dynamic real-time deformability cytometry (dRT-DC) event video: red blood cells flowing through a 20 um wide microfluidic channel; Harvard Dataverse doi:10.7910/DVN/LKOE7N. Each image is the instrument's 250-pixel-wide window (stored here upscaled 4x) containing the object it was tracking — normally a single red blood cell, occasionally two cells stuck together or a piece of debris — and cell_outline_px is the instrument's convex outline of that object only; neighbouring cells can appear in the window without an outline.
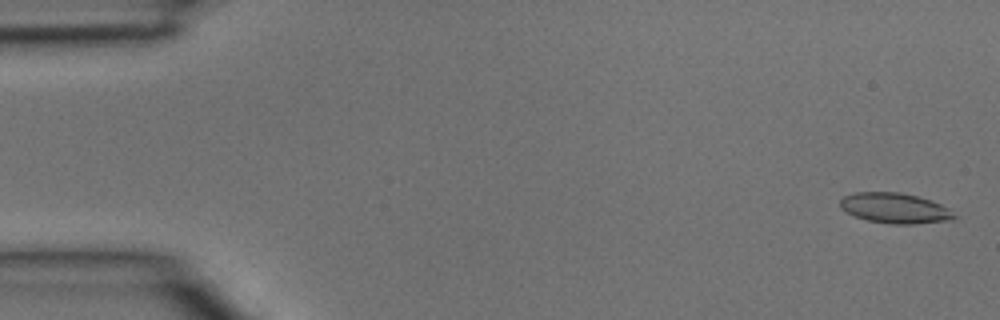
{"species": "common noctule bat (a hibernating species)", "species_latin": "Nyctalus noctula", "temperature_condition": "room temperature", "stored_images_in_passage": 39, "camera_frame_rate_fps": 3000, "um_per_image_px": 0.085, "animal": {"sex": "male", "body_mass_g": 15.6}, "frame": {"image": 1, "passage_image": 1, "time_ms": 0.0, "image_size_px": [1000, 320], "cell_outline_px": [[956, 216], [952, 220], [912, 224], [896, 224], [868, 220], [856, 216], [840, 208], [840, 200], [844, 196], [856, 192], [900, 192], [916, 196], [940, 204], [948, 208]], "centroid_in_image_um": [76.05, 17.69], "position_along_channel_um": 8.9, "area_um2": 19.83}}
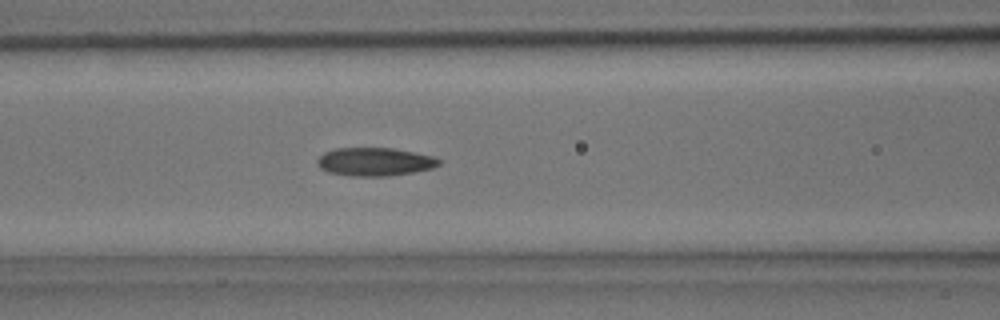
{"frame": {"image": 2, "passage_image": 16, "time_ms": 5.0, "image_size_px": [1000, 320], "cell_outline_px": [[444, 160], [440, 164], [432, 168], [412, 172], [388, 176], [352, 176], [328, 172], [320, 168], [316, 164], [316, 160], [324, 152], [332, 148], [392, 148], [416, 152], [432, 156]], "centroid_in_image_um": [31.85, 13.74], "position_along_channel_um": 134.8, "area_um2": 20.23}}
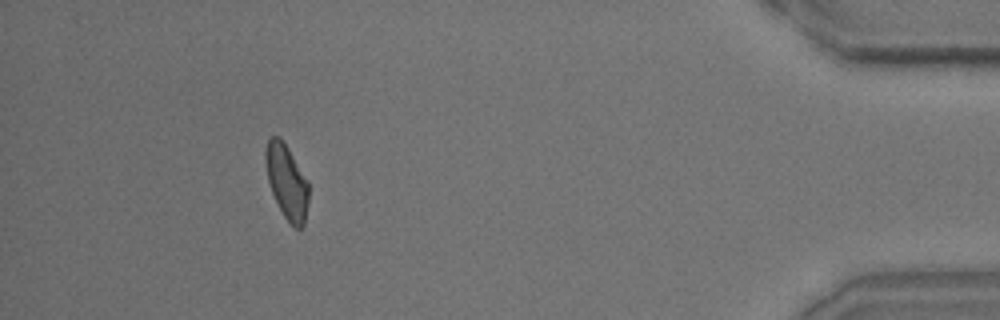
{"frame": {"image": 3, "passage_image": 36, "time_ms": 11.667, "image_size_px": [1000, 320], "cell_outline_px": [[308, 200], [304, 224], [300, 228], [296, 228], [284, 216], [272, 192], [268, 180], [264, 160], [264, 152], [268, 140], [272, 136], [280, 136], [288, 148], [308, 180]], "centroid_in_image_um": [24.36, 15.4], "position_along_channel_um": 410.8, "area_um2": 18.5}}